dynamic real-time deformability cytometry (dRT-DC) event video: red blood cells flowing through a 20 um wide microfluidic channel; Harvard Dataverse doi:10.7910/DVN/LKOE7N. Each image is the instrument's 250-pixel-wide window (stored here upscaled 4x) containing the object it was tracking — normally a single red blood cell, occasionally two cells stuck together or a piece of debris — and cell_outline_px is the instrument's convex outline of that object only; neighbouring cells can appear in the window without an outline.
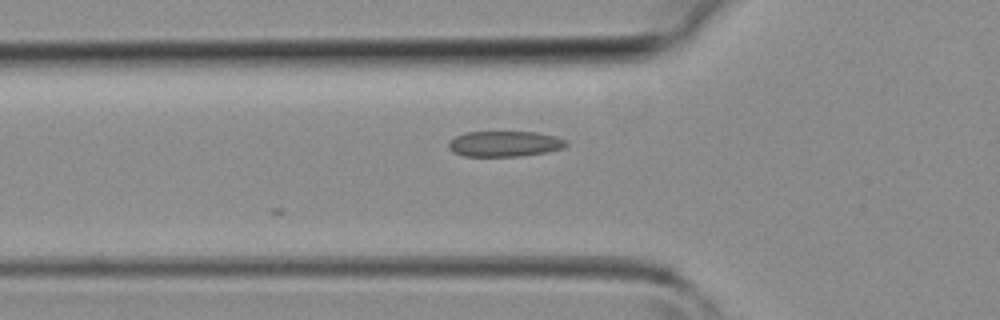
{"species": "common noctule bat (a hibernating species)", "species_latin": "Nyctalus noctula", "temperature_condition": "room temperature", "stored_images_in_passage": 5, "camera_frame_rate_fps": 3000, "um_per_image_px": 0.085, "animal": {"sex": "female", "body_mass_g": 19.3, "forearm_length_mm": 54.1}, "frame": {"image": 1, "passage_image": 3, "time_ms": 0.667, "image_size_px": [1000, 320], "cell_outline_px": [[568, 144], [564, 148], [548, 152], [520, 156], [464, 156], [452, 152], [448, 148], [448, 140], [464, 132], [536, 132], [556, 136], [568, 140]], "centroid_in_image_um": [42.9, 12.22], "position_along_channel_um": 82.9, "area_um2": 17.8}}
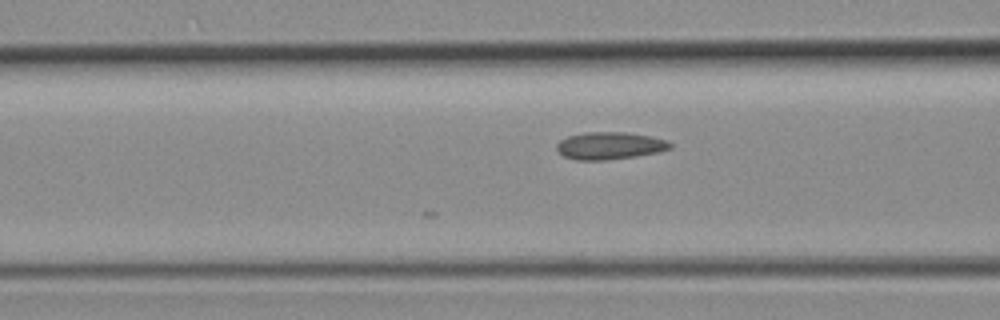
{"frame": {"image": 2, "passage_image": 5, "time_ms": 1.333, "image_size_px": [1000, 320], "cell_outline_px": [[672, 148], [660, 152], [636, 156], [604, 160], [576, 160], [564, 156], [556, 148], [556, 144], [560, 140], [568, 136], [584, 132], [628, 132], [652, 136], [668, 140], [672, 144]], "centroid_in_image_um": [51.86, 12.37], "position_along_channel_um": 114.7, "area_um2": 18.26}}